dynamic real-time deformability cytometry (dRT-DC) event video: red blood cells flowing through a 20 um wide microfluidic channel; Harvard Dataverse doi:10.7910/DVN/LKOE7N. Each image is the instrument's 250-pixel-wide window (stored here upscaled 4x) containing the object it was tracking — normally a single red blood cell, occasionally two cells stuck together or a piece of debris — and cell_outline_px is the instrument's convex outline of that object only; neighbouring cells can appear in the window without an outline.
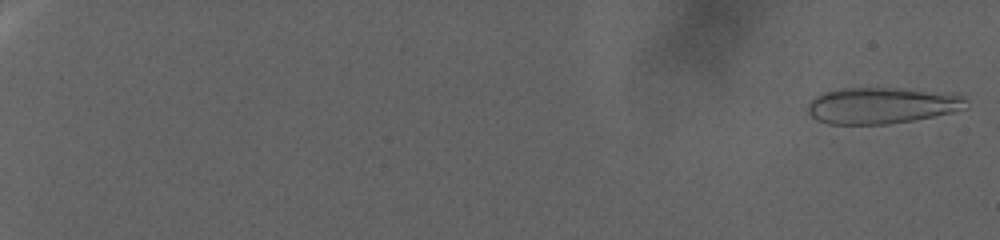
{"species": "human", "species_latin": "Homo sapiens", "temperature_condition": "warm", "stored_images_in_passage": 114, "camera_frame_rate_fps": 3000, "um_per_image_px": 0.085, "donor": {"sex": "female"}, "frame": {"image": 1, "passage_image": 2, "time_ms": 0.333, "image_size_px": [1000, 240], "cell_outline_px": [[968, 108], [952, 112], [912, 120], [884, 124], [828, 124], [816, 120], [808, 112], [808, 104], [816, 96], [824, 92], [844, 88], [896, 88], [956, 92], [964, 96], [968, 100]], "centroid_in_image_um": [75.02, 8.95], "position_along_channel_um": 10.0, "area_um2": 33.81}}
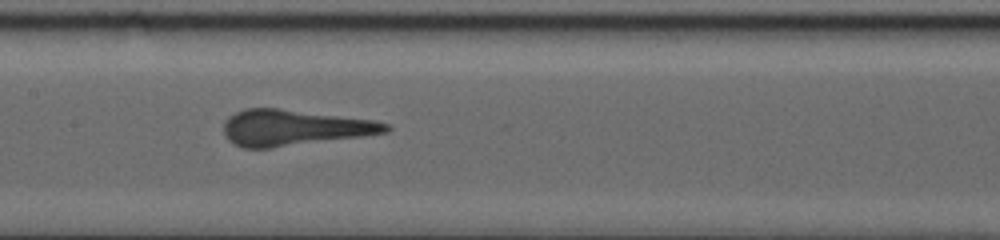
{"frame": {"image": 2, "passage_image": 67, "time_ms": 22.0, "image_size_px": [1000, 240], "cell_outline_px": [[392, 128], [388, 132], [360, 136], [272, 148], [244, 148], [228, 140], [224, 132], [224, 120], [236, 112], [244, 108], [276, 108], [376, 120], [388, 124]], "centroid_in_image_um": [24.98, 10.85], "position_along_channel_um": 182.4, "area_um2": 33.7}}
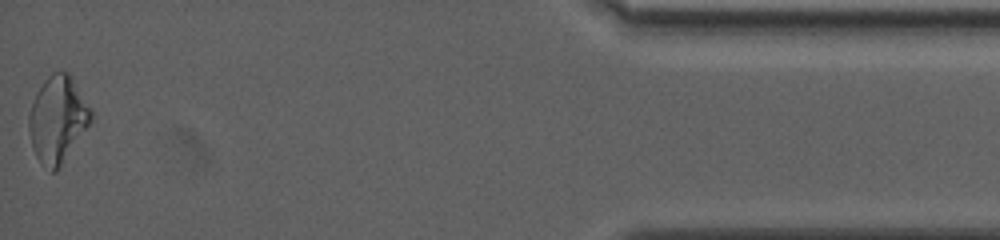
{"frame": {"image": 3, "passage_image": 114, "time_ms": 37.667, "image_size_px": [1000, 240], "cell_outline_px": [[92, 120], [56, 172], [52, 172], [40, 164], [32, 148], [28, 128], [28, 116], [36, 92], [44, 80], [52, 72], [68, 72], [72, 76], [92, 112]], "centroid_in_image_um": [4.87, 10.15], "position_along_channel_um": 430.3, "area_um2": 31.1}}